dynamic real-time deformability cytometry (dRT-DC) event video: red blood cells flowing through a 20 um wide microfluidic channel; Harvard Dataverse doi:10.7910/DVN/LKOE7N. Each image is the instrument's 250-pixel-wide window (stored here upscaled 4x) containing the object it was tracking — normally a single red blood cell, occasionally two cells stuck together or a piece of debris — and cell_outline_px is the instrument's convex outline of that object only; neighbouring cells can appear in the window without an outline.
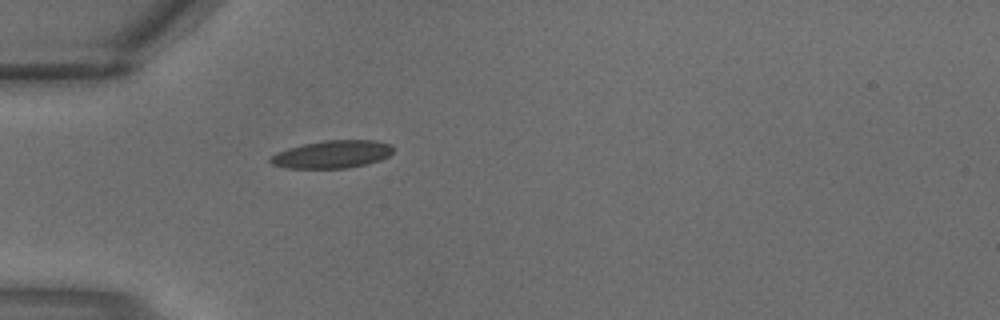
{"species": "common noctule bat (a hibernating species)", "species_latin": "Nyctalus noctula", "temperature_condition": "warm", "stored_images_in_passage": 1, "camera_frame_rate_fps": 3000, "um_per_image_px": 0.085, "animal": {"sex": "male", "body_mass_g": 18.8}, "frame": {"image": 1, "passage_image": 1, "time_ms": 0.0, "image_size_px": [1000, 320], "cell_outline_px": [[392, 152], [388, 156], [380, 160], [368, 164], [348, 168], [284, 168], [272, 164], [268, 160], [276, 152], [288, 148], [304, 144], [324, 140], [372, 140], [392, 144]], "centroid_in_image_um": [28.23, 13.12], "position_along_channel_um": 56.8, "area_um2": 19.88}}